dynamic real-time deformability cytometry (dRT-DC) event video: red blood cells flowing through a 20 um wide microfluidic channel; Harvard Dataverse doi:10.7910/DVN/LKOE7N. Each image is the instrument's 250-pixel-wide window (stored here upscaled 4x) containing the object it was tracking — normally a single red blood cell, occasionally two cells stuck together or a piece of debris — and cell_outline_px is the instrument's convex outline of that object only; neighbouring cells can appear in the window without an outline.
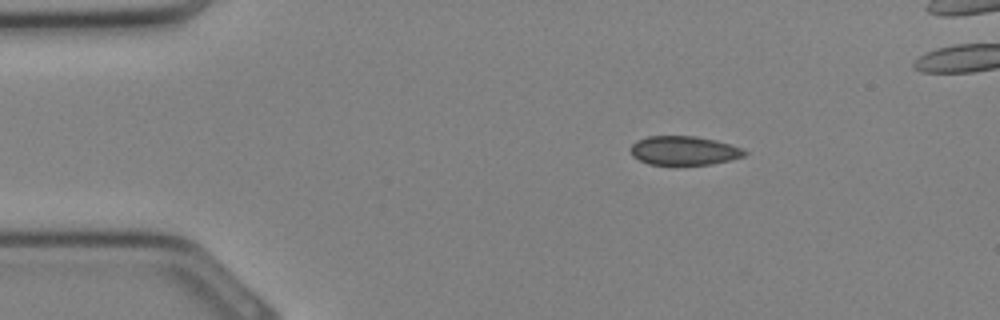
{"species": "Egyptian fruit bat (a non-hibernating species)", "species_latin": "Rousettus aegyptiacus", "temperature_condition": "cold", "stored_images_in_passage": 29, "camera_frame_rate_fps": 3000, "um_per_image_px": 0.085, "animal": {"sex": "female"}, "frame": {"image": 1, "passage_image": 1, "time_ms": 0.0, "image_size_px": [1000, 320], "cell_outline_px": [[748, 152], [744, 156], [712, 164], [676, 168], [648, 164], [632, 156], [632, 144], [636, 140], [648, 136], [696, 136], [716, 140], [744, 148]], "centroid_in_image_um": [58.14, 12.84], "position_along_channel_um": 26.9, "area_um2": 20.06}}
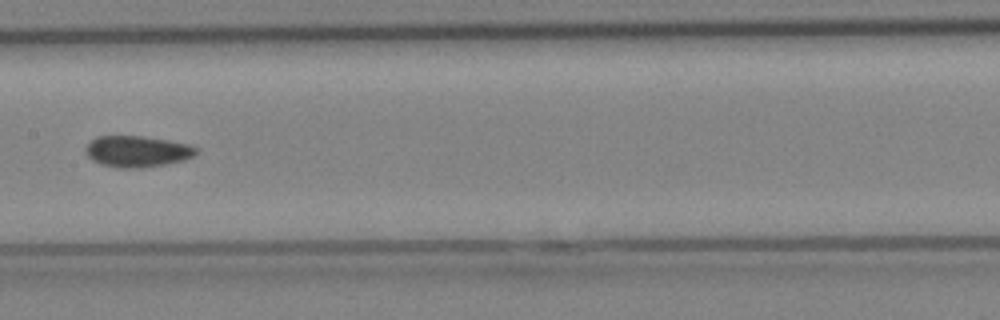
{"frame": {"image": 2, "passage_image": 12, "time_ms": 3.667, "image_size_px": [1000, 320], "cell_outline_px": [[200, 148], [192, 156], [184, 160], [164, 164], [140, 168], [120, 168], [100, 164], [92, 160], [84, 152], [84, 148], [96, 136], [144, 136], [168, 140], [188, 144]], "centroid_in_image_um": [11.64, 12.86], "position_along_channel_um": 195.8, "area_um2": 20.17}}
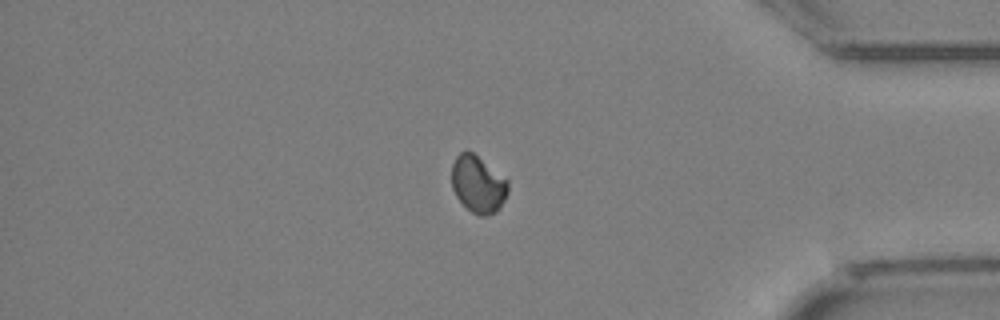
{"frame": {"image": 3, "passage_image": 23, "time_ms": 7.333, "image_size_px": [1000, 320], "cell_outline_px": [[508, 192], [500, 208], [496, 212], [484, 216], [480, 216], [472, 212], [456, 196], [452, 188], [452, 164], [456, 156], [460, 152], [468, 148], [508, 180]], "centroid_in_image_um": [40.63, 15.63], "position_along_channel_um": 394.6, "area_um2": 18.79}}